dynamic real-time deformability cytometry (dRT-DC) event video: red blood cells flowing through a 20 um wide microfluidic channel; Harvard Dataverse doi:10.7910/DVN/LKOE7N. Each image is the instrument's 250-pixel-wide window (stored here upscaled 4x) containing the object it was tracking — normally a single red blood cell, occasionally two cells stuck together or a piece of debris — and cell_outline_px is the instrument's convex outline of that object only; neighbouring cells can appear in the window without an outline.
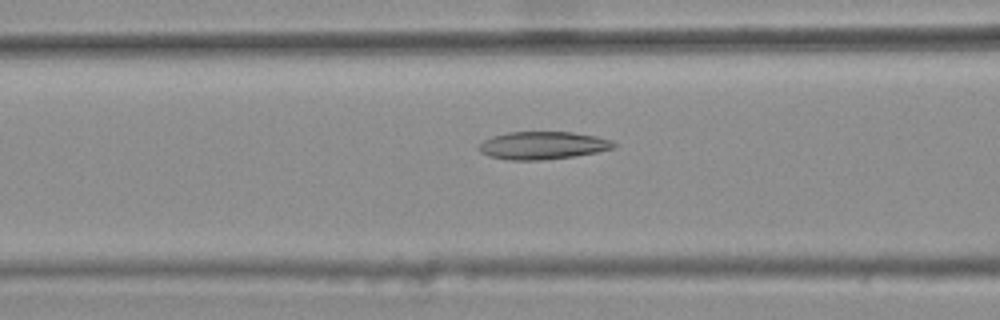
{"species": "common noctule bat (a hibernating species)", "species_latin": "Nyctalus noctula", "temperature_condition": "warm", "stored_images_in_passage": 35, "camera_frame_rate_fps": 3000, "um_per_image_px": 0.085, "animal": {"sex": "female", "body_mass_g": 25.1}, "frame": {"image": 1, "passage_image": 12, "time_ms": 3.667, "image_size_px": [1000, 320], "cell_outline_px": [[616, 144], [612, 148], [596, 152], [572, 156], [544, 160], [508, 160], [488, 156], [480, 152], [476, 148], [484, 140], [492, 136], [508, 132], [572, 132], [596, 136], [612, 140]], "centroid_in_image_um": [46.08, 12.36], "position_along_channel_um": 120.5, "area_um2": 21.79}}
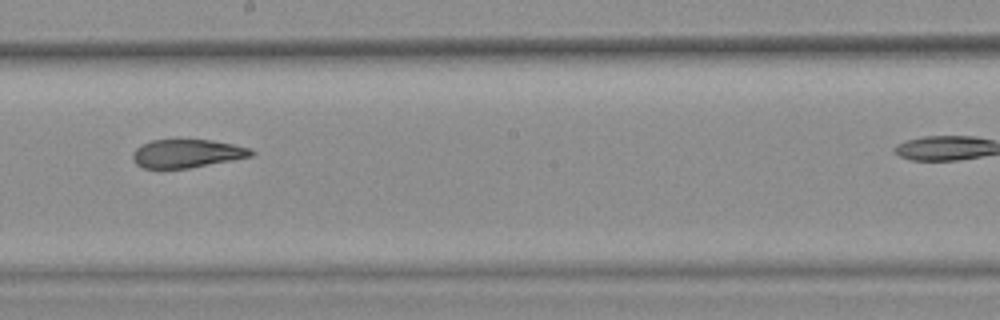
{"frame": {"image": 2, "passage_image": 21, "time_ms": 6.667, "image_size_px": [1000, 320], "cell_outline_px": [[256, 152], [252, 156], [232, 160], [188, 168], [144, 168], [136, 164], [132, 156], [132, 152], [140, 144], [152, 140], [212, 140], [252, 148]], "centroid_in_image_um": [15.89, 13.04], "position_along_channel_um": 232.3, "area_um2": 19.54}}
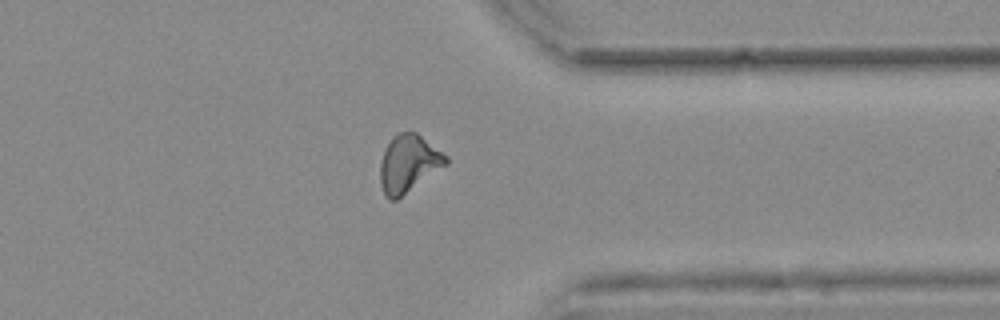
{"frame": {"image": 3, "passage_image": 33, "time_ms": 10.667, "image_size_px": [1000, 320], "cell_outline_px": [[448, 164], [396, 200], [388, 200], [384, 196], [380, 184], [380, 160], [392, 136], [400, 132], [416, 132], [448, 156]], "centroid_in_image_um": [34.71, 13.92], "position_along_channel_um": 376.7, "area_um2": 22.02}}